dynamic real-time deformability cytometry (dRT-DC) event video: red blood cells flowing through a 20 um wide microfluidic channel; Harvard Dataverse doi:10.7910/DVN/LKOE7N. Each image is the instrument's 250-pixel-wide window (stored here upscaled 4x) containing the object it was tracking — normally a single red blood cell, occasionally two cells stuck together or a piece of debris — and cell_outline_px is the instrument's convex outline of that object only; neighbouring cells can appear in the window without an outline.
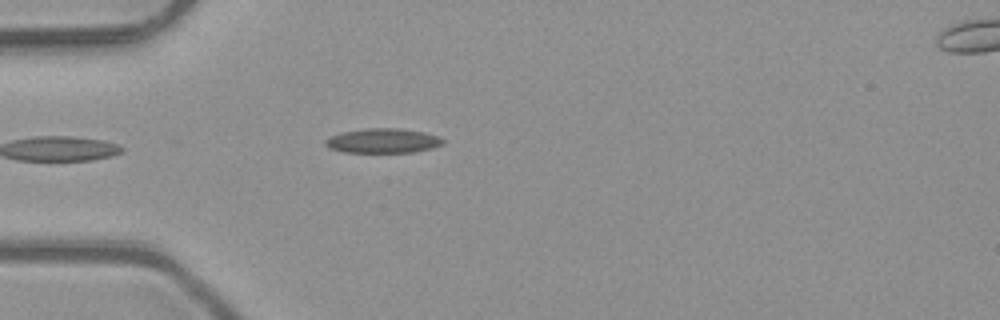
{"species": "common noctule bat (a hibernating species)", "species_latin": "Nyctalus noctula", "temperature_condition": "room temperature", "stored_images_in_passage": 5, "camera_frame_rate_fps": 3000, "um_per_image_px": 0.085, "animal": {"sex": "male", "body_mass_g": 23.1, "forearm_length_mm": 52.7}, "frame": {"image": 1, "passage_image": 4, "time_ms": 1.0, "image_size_px": [1000, 320], "cell_outline_px": [[444, 144], [432, 148], [412, 152], [344, 152], [328, 148], [324, 144], [324, 140], [332, 136], [344, 132], [368, 128], [400, 128], [424, 132], [440, 136], [444, 140]], "centroid_in_image_um": [32.58, 11.96], "position_along_channel_um": 52.4, "area_um2": 16.82}}